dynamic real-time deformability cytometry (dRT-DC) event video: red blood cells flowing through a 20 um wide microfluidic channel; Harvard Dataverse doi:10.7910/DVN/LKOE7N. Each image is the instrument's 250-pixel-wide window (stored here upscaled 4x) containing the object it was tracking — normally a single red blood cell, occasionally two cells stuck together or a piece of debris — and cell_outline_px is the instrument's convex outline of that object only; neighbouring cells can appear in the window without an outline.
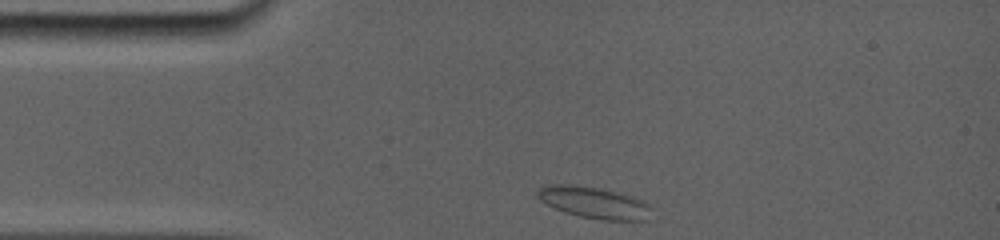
{"species": "common noctule bat (a hibernating species)", "species_latin": "Nyctalus noctula", "temperature_condition": "room temperature", "stored_images_in_passage": 33, "camera_frame_rate_fps": 5000, "um_per_image_px": 0.085, "animal": {"sex": "female", "body_mass_g": 19.0, "forearm_length_mm": 56.7}, "frame": {"image": 1, "passage_image": 1, "time_ms": 0.0, "image_size_px": [1000, 240], "cell_outline_px": [[652, 208], [648, 220], [600, 220], [580, 216], [564, 212], [540, 200], [536, 196], [536, 188], [548, 184], [564, 184], [600, 188], [632, 196], [648, 204]], "centroid_in_image_um": [50.47, 17.22], "position_along_channel_um": 34.5, "area_um2": 20.92}}
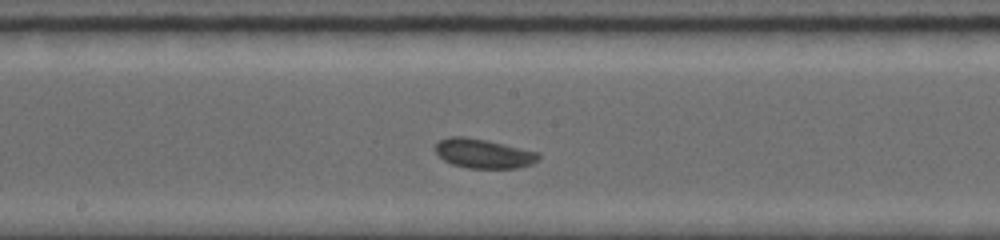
{"frame": {"image": 2, "passage_image": 17, "time_ms": 5.4, "image_size_px": [1000, 240], "cell_outline_px": [[540, 156], [532, 164], [520, 168], [468, 168], [452, 164], [444, 160], [436, 152], [436, 144], [440, 140], [452, 136], [460, 136], [484, 140], [536, 152]], "centroid_in_image_um": [41.07, 13.07], "position_along_channel_um": 207.1, "area_um2": 17.17}}
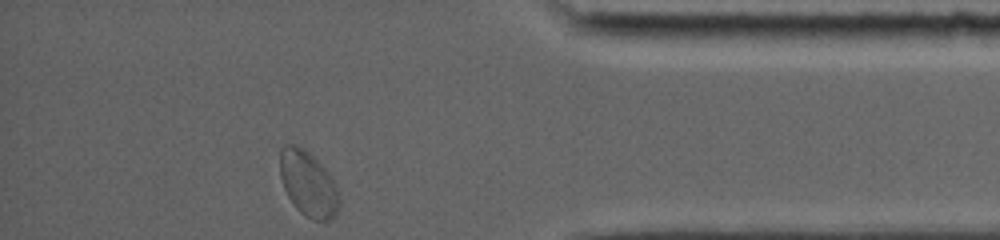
{"frame": {"image": 3, "passage_image": 33, "time_ms": 11.2, "image_size_px": [1000, 240], "cell_outline_px": [[340, 204], [336, 216], [328, 220], [312, 220], [300, 212], [296, 208], [288, 196], [284, 188], [280, 176], [280, 148], [284, 144], [296, 144], [304, 148], [328, 172], [336, 188]], "centroid_in_image_um": [26.17, 15.62], "position_along_channel_um": 409.0, "area_um2": 22.43}, "authors_computed_cell_mechanics": {"area_um2": 17.34, "velocity_mm_per_s": 3.7578, "shape_relaxation_time_tau1_ms": null, "shape_relaxation_time_tau2_ms": 1.66, "deformation_change_tau1": null, "deformation_change_tau2": 0.0521}}